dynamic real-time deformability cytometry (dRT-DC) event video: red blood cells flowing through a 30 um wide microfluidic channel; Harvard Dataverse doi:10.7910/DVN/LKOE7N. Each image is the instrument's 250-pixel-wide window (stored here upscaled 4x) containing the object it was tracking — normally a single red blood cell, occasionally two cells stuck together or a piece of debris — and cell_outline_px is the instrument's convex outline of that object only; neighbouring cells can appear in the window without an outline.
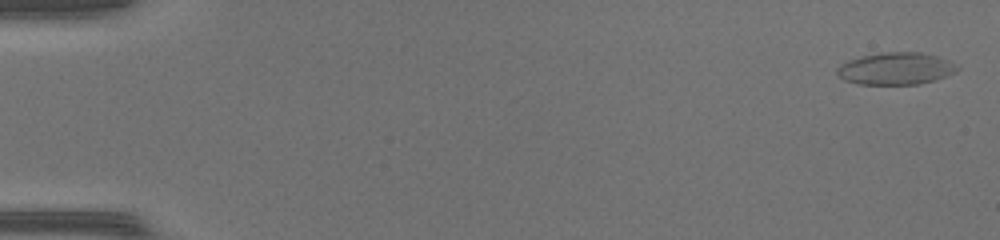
{"species": "common noctule bat (a hibernating species)", "species_latin": "Nyctalus noctula", "temperature_condition": "warm", "stored_images_in_passage": 50, "camera_frame_rate_fps": 3000, "um_per_image_px": 0.085, "animal": {"sex": "female", "body_mass_g": 17.0, "forearm_length_mm": 48.0}, "frame": {"image": 1, "passage_image": 2, "time_ms": 0.333, "image_size_px": [1000, 240], "cell_outline_px": [[960, 68], [956, 72], [936, 80], [920, 84], [860, 84], [844, 80], [836, 72], [836, 68], [840, 64], [848, 60], [864, 56], [884, 52], [920, 52], [940, 56], [956, 64]], "centroid_in_image_um": [76.18, 5.83], "position_along_channel_um": 8.8, "area_um2": 22.6}}
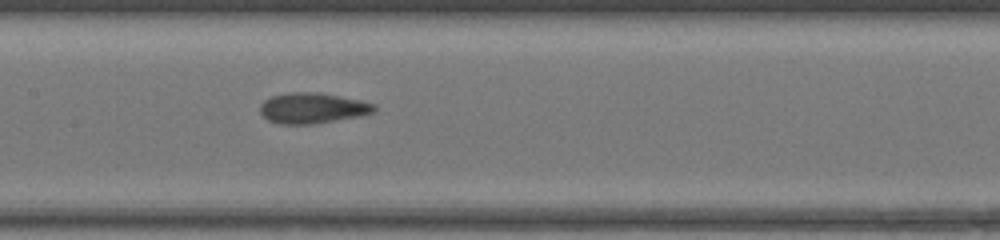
{"frame": {"image": 2, "passage_image": 26, "time_ms": 8.333, "image_size_px": [1000, 240], "cell_outline_px": [[376, 108], [372, 112], [360, 116], [316, 124], [280, 124], [268, 120], [260, 112], [260, 104], [264, 100], [272, 96], [292, 92], [320, 92], [360, 100], [376, 104]], "centroid_in_image_um": [26.56, 9.19], "position_along_channel_um": 180.8, "area_um2": 20.4}}
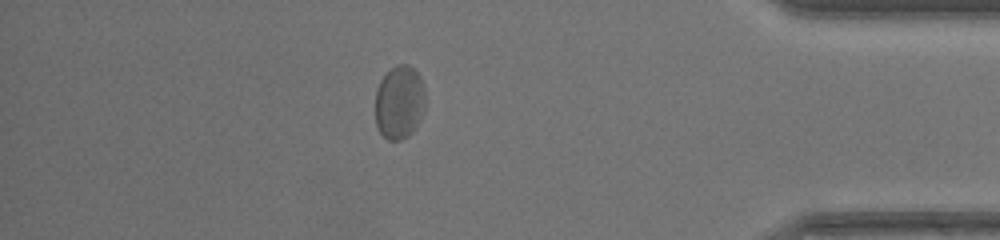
{"frame": {"image": 3, "passage_image": 44, "time_ms": 14.333, "image_size_px": [1000, 240], "cell_outline_px": [[424, 108], [416, 128], [408, 136], [400, 140], [388, 140], [380, 132], [376, 124], [376, 88], [380, 80], [396, 64], [408, 64], [420, 76], [424, 88]], "centroid_in_image_um": [33.94, 8.7], "position_along_channel_um": 401.3, "area_um2": 21.39}, "authors_computed_cell_mechanics": {"area_um2": 20.7791, "velocity_mm_per_s": 4.2722, "shape_relaxation_time_tau1_ms": 8.7303, "shape_relaxation_time_tau2_ms": 1.1199, "deformation_change_tau1": 0.1777, "deformation_change_tau2": 0.0557}}